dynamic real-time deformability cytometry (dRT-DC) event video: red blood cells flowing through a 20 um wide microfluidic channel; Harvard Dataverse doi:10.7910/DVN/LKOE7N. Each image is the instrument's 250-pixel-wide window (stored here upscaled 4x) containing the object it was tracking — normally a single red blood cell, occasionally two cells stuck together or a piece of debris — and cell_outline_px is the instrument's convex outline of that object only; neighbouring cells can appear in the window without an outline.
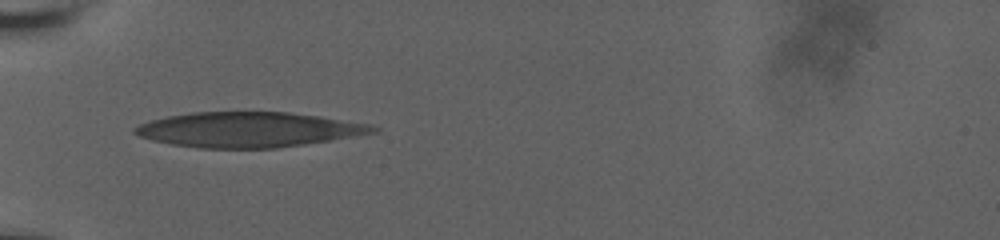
{"species": "human", "species_latin": "Homo sapiens", "temperature_condition": "room temperature", "stored_images_in_passage": 33, "camera_frame_rate_fps": 3000, "um_per_image_px": 0.085, "donor": {"sex": "male"}, "frame": {"image": 1, "passage_image": 1, "time_ms": 0.0, "image_size_px": [1000, 240], "cell_outline_px": [[380, 128], [376, 132], [304, 144], [276, 148], [200, 148], [172, 144], [152, 140], [140, 136], [132, 132], [132, 128], [140, 124], [152, 120], [168, 116], [192, 112], [288, 112], [320, 116], [372, 124]], "centroid_in_image_um": [21.12, 11.01], "position_along_channel_um": 63.9, "area_um2": 48.44}}
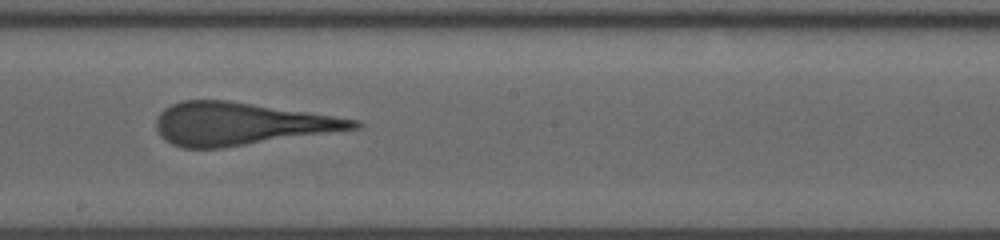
{"frame": {"image": 2, "passage_image": 10, "time_ms": 4.667, "image_size_px": [1000, 240], "cell_outline_px": [[364, 124], [360, 128], [220, 148], [184, 148], [172, 144], [164, 140], [160, 136], [156, 128], [156, 120], [160, 112], [164, 108], [180, 100], [228, 100], [360, 120]], "centroid_in_image_um": [20.42, 10.52], "position_along_channel_um": 227.8, "area_um2": 48.73}}
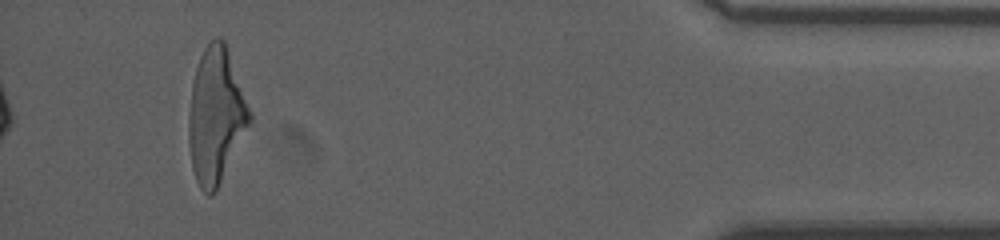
{"frame": {"image": 3, "passage_image": 30, "time_ms": 11.333, "image_size_px": [1000, 240], "cell_outline_px": [[252, 124], [216, 192], [212, 196], [208, 196], [200, 188], [196, 180], [192, 168], [188, 144], [188, 116], [192, 84], [196, 68], [200, 56], [204, 48], [216, 36], [224, 40], [252, 112]], "centroid_in_image_um": [18.37, 9.89], "position_along_channel_um": 416.8, "area_um2": 48.73}}